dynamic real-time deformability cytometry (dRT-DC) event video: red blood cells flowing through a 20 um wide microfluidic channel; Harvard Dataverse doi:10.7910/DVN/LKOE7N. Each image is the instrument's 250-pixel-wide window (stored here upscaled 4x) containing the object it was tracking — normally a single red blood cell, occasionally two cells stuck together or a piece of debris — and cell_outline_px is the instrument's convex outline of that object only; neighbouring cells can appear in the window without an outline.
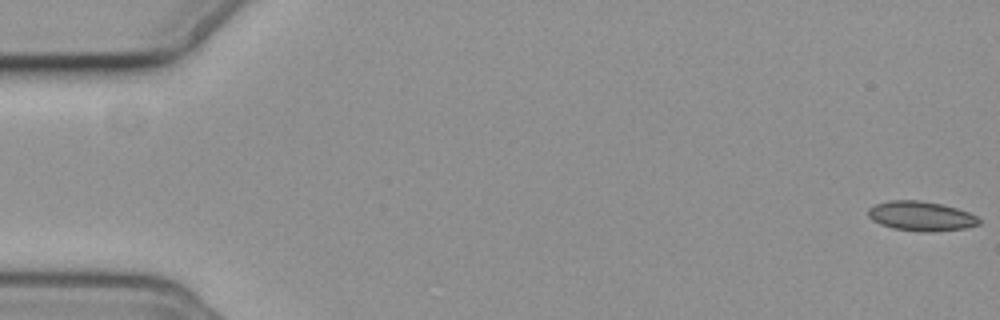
{"species": "common noctule bat (a hibernating species)", "species_latin": "Nyctalus noctula", "temperature_condition": "cold", "stored_images_in_passage": 17, "camera_frame_rate_fps": 3000, "um_per_image_px": 0.085, "animal": {"sex": "female", "body_mass_g": 19.3, "forearm_length_mm": 54.1}, "frame": {"image": 1, "passage_image": 1, "time_ms": 0.0, "image_size_px": [1000, 320], "cell_outline_px": [[980, 224], [964, 228], [932, 232], [924, 232], [892, 228], [880, 224], [872, 220], [868, 216], [868, 208], [876, 204], [888, 200], [920, 200], [940, 204], [956, 208], [968, 212], [976, 216], [980, 220]], "centroid_in_image_um": [78.26, 18.37], "position_along_channel_um": 6.7, "area_um2": 19.07}}
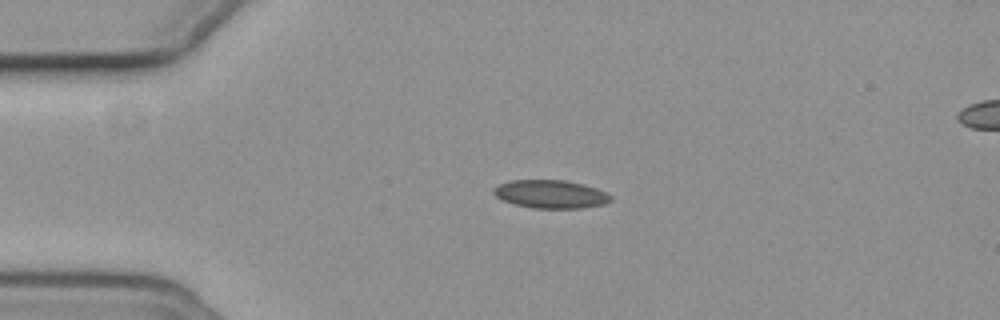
{"frame": {"image": 2, "passage_image": 14, "time_ms": 4.333, "image_size_px": [1000, 320], "cell_outline_px": [[612, 200], [604, 204], [580, 208], [532, 208], [516, 204], [504, 200], [496, 196], [492, 192], [500, 184], [508, 180], [564, 180], [584, 184], [596, 188], [612, 196]], "centroid_in_image_um": [46.83, 16.5], "position_along_channel_um": 38.2, "area_um2": 19.07}}